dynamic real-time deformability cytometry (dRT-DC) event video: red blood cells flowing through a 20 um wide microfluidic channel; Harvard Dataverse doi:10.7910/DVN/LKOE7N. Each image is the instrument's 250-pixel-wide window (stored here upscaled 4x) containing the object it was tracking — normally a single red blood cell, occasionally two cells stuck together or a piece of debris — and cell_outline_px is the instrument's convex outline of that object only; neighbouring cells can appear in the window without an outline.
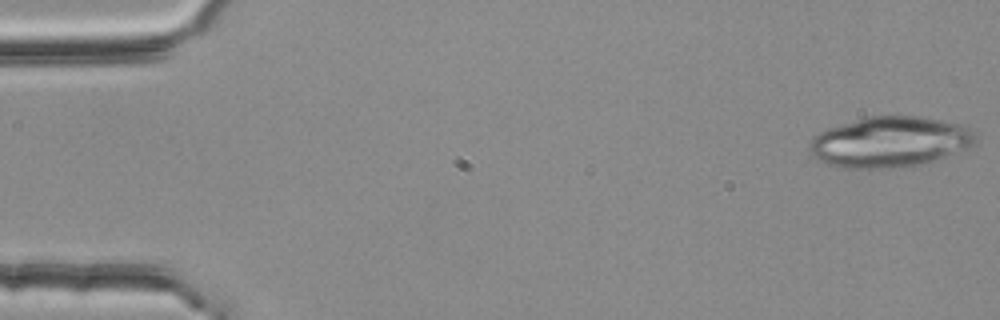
{"species": "common noctule bat (a hibernating species)", "species_latin": "Nyctalus noctula", "temperature_condition": "room temperature", "stored_images_in_passage": 18, "camera_frame_rate_fps": 3000, "um_per_image_px": 0.085, "animal": {"sex": "female", "body_mass_g": 25.1}, "frame": {"image": 1, "passage_image": 1, "time_ms": 0.0, "image_size_px": [1000, 320], "cell_outline_px": [[976, 140], [972, 144], [936, 160], [924, 164], [888, 168], [844, 168], [828, 164], [812, 156], [808, 148], [808, 144], [812, 136], [828, 128], [868, 116], [924, 116], [960, 124], [968, 128], [972, 132]], "centroid_in_image_um": [75.57, 12.06], "position_along_channel_um": 9.4, "area_um2": 48.67}}